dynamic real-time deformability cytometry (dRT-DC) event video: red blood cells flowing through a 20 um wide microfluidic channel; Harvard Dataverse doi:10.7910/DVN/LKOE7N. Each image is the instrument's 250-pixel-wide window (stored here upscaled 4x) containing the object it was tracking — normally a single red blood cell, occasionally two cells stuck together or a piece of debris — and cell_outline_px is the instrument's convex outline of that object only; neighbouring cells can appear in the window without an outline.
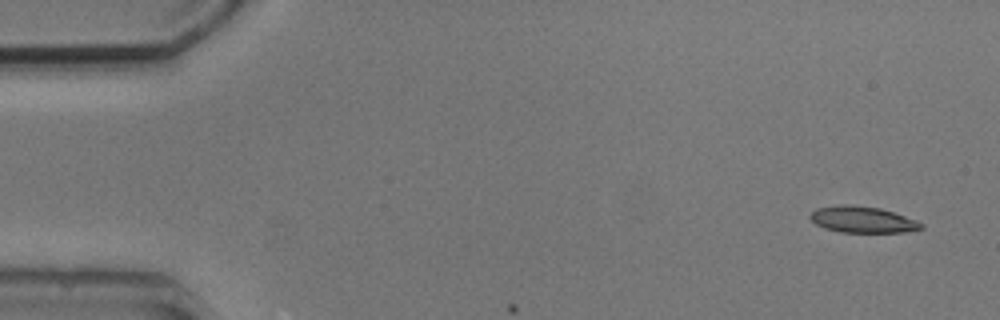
{"species": "common noctule bat (a hibernating species)", "species_latin": "Nyctalus noctula", "temperature_condition": "cold", "stored_images_in_passage": 5, "segment_of_instrument_passage": [2, 2], "camera_frame_rate_fps": 3000, "um_per_image_px": 0.085, "animal": {"sex": "male", "body_mass_g": 20.5, "forearm_length_mm": 52.5}, "frame": {"image": 1, "passage_image": 5, "time_ms": 4.667, "image_size_px": [1000, 320], "cell_outline_px": [[924, 228], [904, 232], [840, 232], [824, 228], [816, 224], [808, 216], [816, 208], [840, 204], [848, 204], [880, 208], [916, 220], [924, 224]], "centroid_in_image_um": [73.29, 18.66], "position_along_channel_um": 11.7, "area_um2": 16.99}}